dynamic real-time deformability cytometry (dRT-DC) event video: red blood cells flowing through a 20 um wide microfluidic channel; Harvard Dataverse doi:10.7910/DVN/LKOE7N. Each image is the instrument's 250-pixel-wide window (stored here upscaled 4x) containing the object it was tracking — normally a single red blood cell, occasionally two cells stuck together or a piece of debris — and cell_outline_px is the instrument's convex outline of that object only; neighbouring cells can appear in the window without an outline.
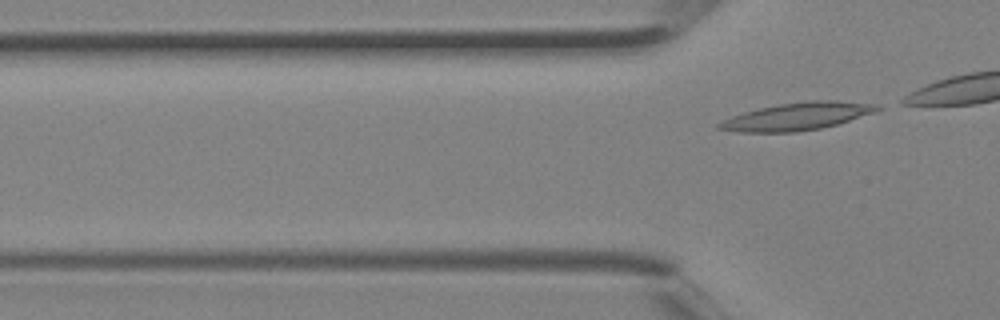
{"species": "Egyptian fruit bat (a non-hibernating species)", "species_latin": "Rousettus aegyptiacus", "temperature_condition": "room temperature", "stored_images_in_passage": 4, "camera_frame_rate_fps": 3000, "um_per_image_px": 0.085, "animal": {"sex": "female"}, "frame": {"image": 1, "passage_image": 4, "time_ms": 1.0, "image_size_px": [1000, 320], "cell_outline_px": [[884, 108], [876, 112], [836, 124], [820, 128], [796, 132], [740, 132], [716, 128], [716, 124], [732, 116], [744, 112], [760, 108], [780, 104], [808, 100], [836, 100], [876, 104]], "centroid_in_image_um": [67.79, 9.88], "position_along_channel_um": 58.0, "area_um2": 25.26}}